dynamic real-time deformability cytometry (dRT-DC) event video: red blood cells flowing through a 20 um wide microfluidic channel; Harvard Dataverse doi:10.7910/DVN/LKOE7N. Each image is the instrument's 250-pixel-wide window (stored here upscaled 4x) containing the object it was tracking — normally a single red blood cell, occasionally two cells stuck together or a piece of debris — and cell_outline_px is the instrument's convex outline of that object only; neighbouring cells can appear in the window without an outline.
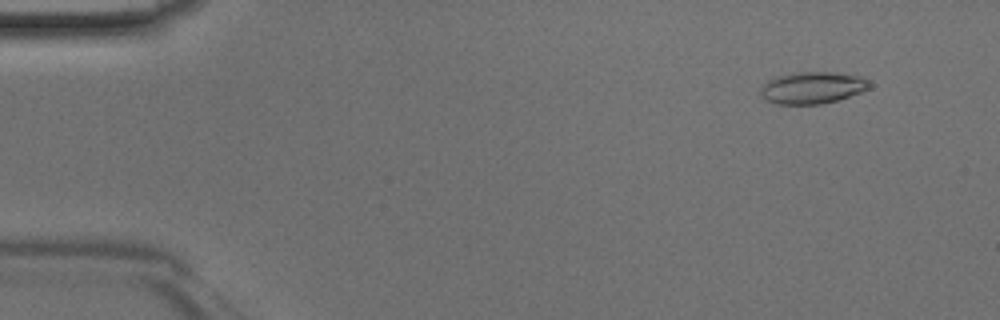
{"species": "Egyptian fruit bat (a non-hibernating species)", "species_latin": "Rousettus aegyptiacus", "temperature_condition": "room temperature", "stored_images_in_passage": 46, "camera_frame_rate_fps": 3000, "um_per_image_px": 0.085, "animal": {"sex": "male"}, "frame": {"image": 1, "passage_image": 4, "time_ms": 1.0, "image_size_px": [1000, 320], "cell_outline_px": [[872, 88], [836, 100], [820, 104], [776, 104], [764, 100], [760, 96], [760, 88], [768, 80], [780, 76], [796, 72], [832, 72], [860, 76], [868, 80], [872, 84]], "centroid_in_image_um": [69.05, 7.46], "position_along_channel_um": 16.0, "area_um2": 20.23}}
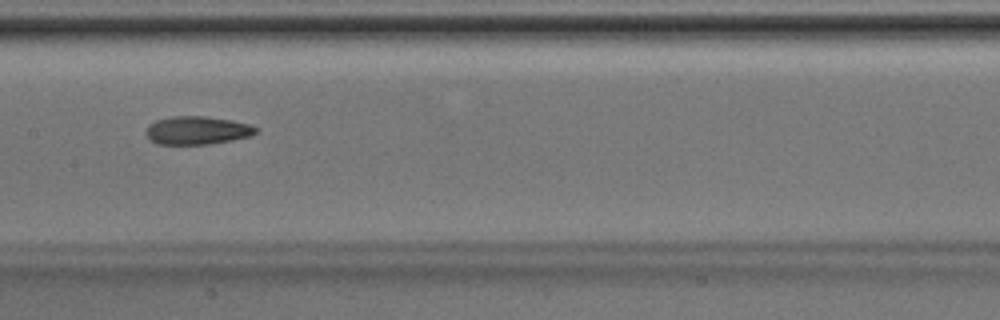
{"frame": {"image": 2, "passage_image": 23, "time_ms": 7.333, "image_size_px": [1000, 320], "cell_outline_px": [[256, 132], [248, 136], [232, 140], [208, 144], [156, 144], [144, 132], [148, 124], [156, 120], [172, 116], [204, 116], [232, 120], [248, 124], [256, 128]], "centroid_in_image_um": [16.7, 11.07], "position_along_channel_um": 190.7, "area_um2": 17.92}}
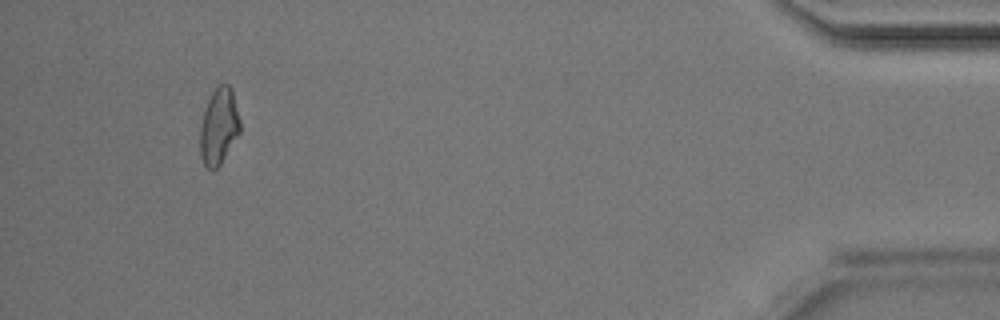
{"frame": {"image": 3, "passage_image": 43, "time_ms": 14.0, "image_size_px": [1000, 320], "cell_outline_px": [[240, 132], [220, 164], [216, 168], [208, 168], [204, 164], [200, 156], [200, 124], [208, 100], [212, 92], [220, 84], [228, 84], [232, 88], [240, 120]], "centroid_in_image_um": [18.6, 10.72], "position_along_channel_um": 416.6, "area_um2": 17.63}}